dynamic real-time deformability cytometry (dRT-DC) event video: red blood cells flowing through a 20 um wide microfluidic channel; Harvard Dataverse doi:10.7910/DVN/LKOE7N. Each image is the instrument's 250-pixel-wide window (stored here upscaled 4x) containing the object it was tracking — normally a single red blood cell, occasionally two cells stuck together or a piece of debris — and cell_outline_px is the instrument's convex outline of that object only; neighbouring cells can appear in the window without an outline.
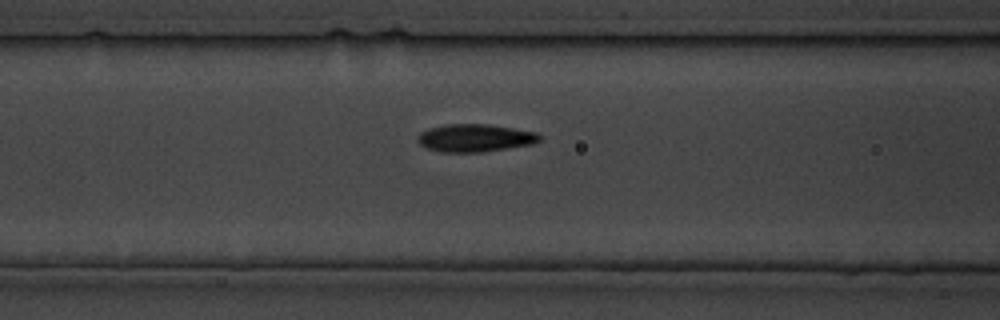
{"species": "common noctule bat (a hibernating species)", "species_latin": "Nyctalus noctula", "temperature_condition": "cold", "stored_images_in_passage": 16, "camera_frame_rate_fps": 3000, "um_per_image_px": 0.085, "animal": {"sex": "male", "body_mass_g": 19.5, "forearm_length_mm": 54.6}, "frame": {"image": 1, "passage_image": 5, "time_ms": 4.667, "image_size_px": [1000, 320], "cell_outline_px": [[540, 140], [532, 144], [508, 148], [480, 152], [440, 152], [424, 148], [416, 140], [420, 132], [428, 128], [444, 124], [488, 124], [536, 132], [540, 136]], "centroid_in_image_um": [40.31, 11.72], "position_along_channel_um": 126.3, "area_um2": 19.77}}
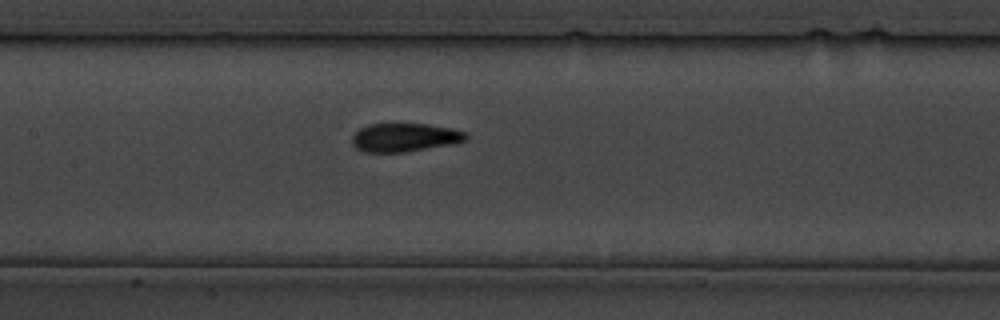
{"frame": {"image": 2, "passage_image": 7, "time_ms": 7.667, "image_size_px": [1000, 320], "cell_outline_px": [[468, 140], [456, 144], [404, 152], [364, 152], [356, 148], [352, 144], [352, 136], [360, 128], [368, 124], [428, 124], [452, 128], [468, 132]], "centroid_in_image_um": [34.46, 11.68], "position_along_channel_um": 172.9, "area_um2": 19.19}}
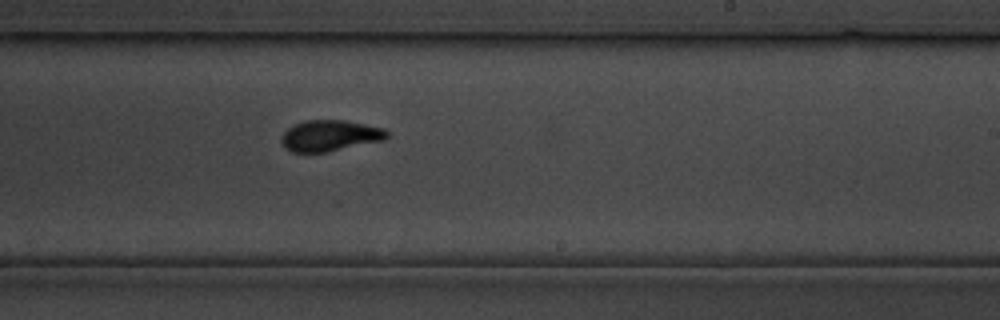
{"frame": {"image": 3, "passage_image": 12, "time_ms": 13.333, "image_size_px": [1000, 320], "cell_outline_px": [[388, 136], [384, 140], [328, 152], [292, 152], [280, 140], [280, 136], [288, 128], [304, 120], [344, 120], [384, 128], [388, 132]], "centroid_in_image_um": [28.06, 11.53], "position_along_channel_um": 260.9, "area_um2": 19.02}}